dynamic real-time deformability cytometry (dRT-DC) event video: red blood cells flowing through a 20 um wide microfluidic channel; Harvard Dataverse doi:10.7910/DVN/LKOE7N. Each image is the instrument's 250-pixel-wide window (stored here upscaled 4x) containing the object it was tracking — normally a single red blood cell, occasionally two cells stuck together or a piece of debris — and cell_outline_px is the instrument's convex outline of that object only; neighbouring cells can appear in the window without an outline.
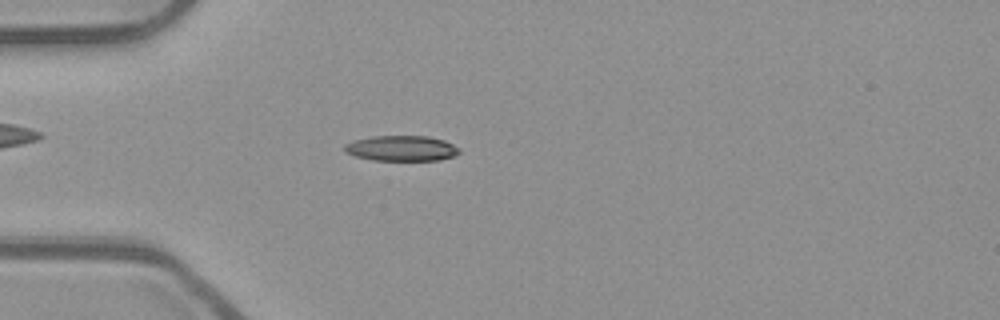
{"species": "common noctule bat (a hibernating species)", "species_latin": "Nyctalus noctula", "temperature_condition": "room temperature", "stored_images_in_passage": 39, "camera_frame_rate_fps": 3000, "um_per_image_px": 0.085, "animal": {"sex": "male", "body_mass_g": 23.1, "forearm_length_mm": 52.7}, "frame": {"image": 1, "passage_image": 1, "time_ms": 0.0, "image_size_px": [1000, 320], "cell_outline_px": [[460, 152], [456, 156], [440, 160], [372, 160], [356, 156], [344, 152], [344, 144], [352, 140], [372, 136], [428, 136], [444, 140], [460, 148]], "centroid_in_image_um": [34.13, 12.6], "position_along_channel_um": 50.9, "area_um2": 17.17}}
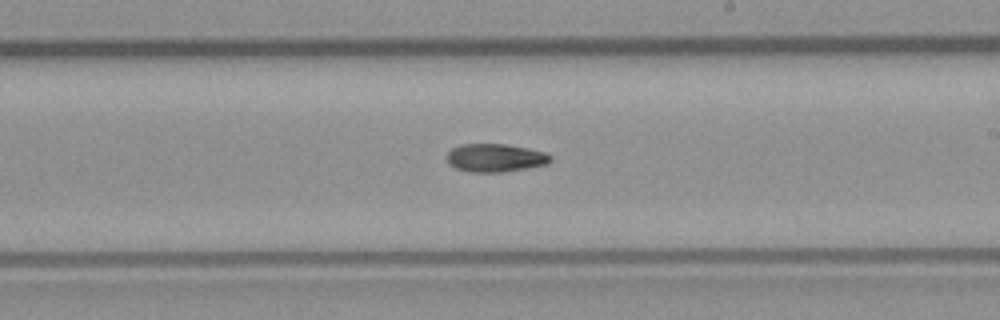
{"frame": {"image": 2, "passage_image": 17, "time_ms": 5.333, "image_size_px": [1000, 320], "cell_outline_px": [[552, 160], [548, 164], [504, 172], [468, 172], [456, 168], [448, 164], [448, 152], [452, 148], [460, 144], [508, 144], [528, 148], [544, 152], [552, 156]], "centroid_in_image_um": [42.11, 13.41], "position_along_channel_um": 246.9, "area_um2": 17.11}}
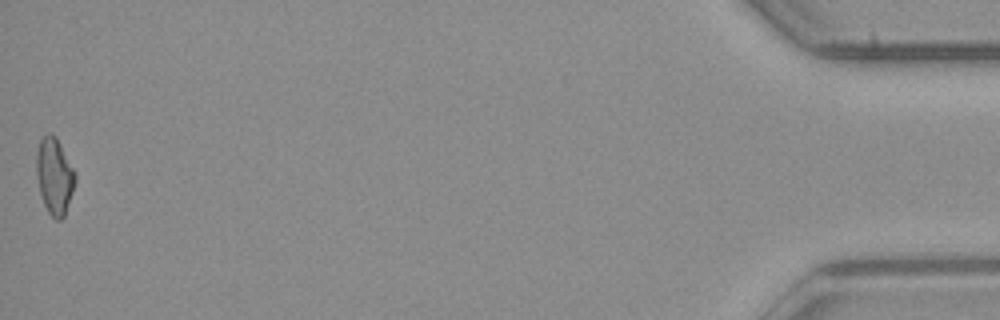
{"frame": {"image": 3, "passage_image": 39, "time_ms": 12.667, "image_size_px": [1000, 320], "cell_outline_px": [[76, 180], [64, 216], [60, 220], [56, 220], [48, 212], [44, 204], [40, 192], [36, 176], [36, 152], [40, 140], [48, 132], [56, 136], [76, 176]], "centroid_in_image_um": [4.6, 14.96], "position_along_channel_um": 430.6, "area_um2": 16.99}}